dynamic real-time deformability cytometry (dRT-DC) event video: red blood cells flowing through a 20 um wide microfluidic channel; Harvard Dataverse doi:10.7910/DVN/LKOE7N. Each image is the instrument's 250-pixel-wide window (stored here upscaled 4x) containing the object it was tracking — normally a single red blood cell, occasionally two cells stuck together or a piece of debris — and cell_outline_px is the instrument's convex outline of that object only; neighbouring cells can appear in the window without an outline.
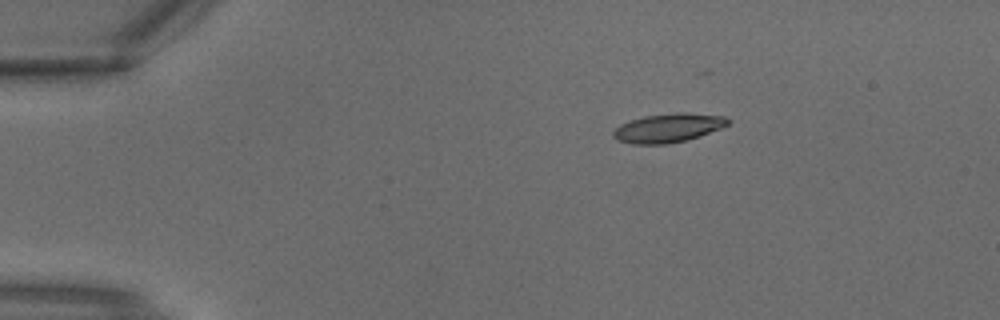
{"species": "common noctule bat (a hibernating species)", "species_latin": "Nyctalus noctula", "temperature_condition": "warm", "stored_images_in_passage": 3, "camera_frame_rate_fps": 3000, "um_per_image_px": 0.085, "animal": {"sex": "male", "body_mass_g": 18.8}, "frame": {"image": 1, "passage_image": 2, "time_ms": 0.333, "image_size_px": [1000, 320], "cell_outline_px": [[728, 124], [720, 128], [700, 136], [668, 144], [632, 144], [616, 140], [612, 136], [612, 132], [620, 124], [644, 116], [676, 112], [688, 112], [724, 116], [728, 120]], "centroid_in_image_um": [56.76, 10.87], "position_along_channel_um": 28.2, "area_um2": 19.25}}